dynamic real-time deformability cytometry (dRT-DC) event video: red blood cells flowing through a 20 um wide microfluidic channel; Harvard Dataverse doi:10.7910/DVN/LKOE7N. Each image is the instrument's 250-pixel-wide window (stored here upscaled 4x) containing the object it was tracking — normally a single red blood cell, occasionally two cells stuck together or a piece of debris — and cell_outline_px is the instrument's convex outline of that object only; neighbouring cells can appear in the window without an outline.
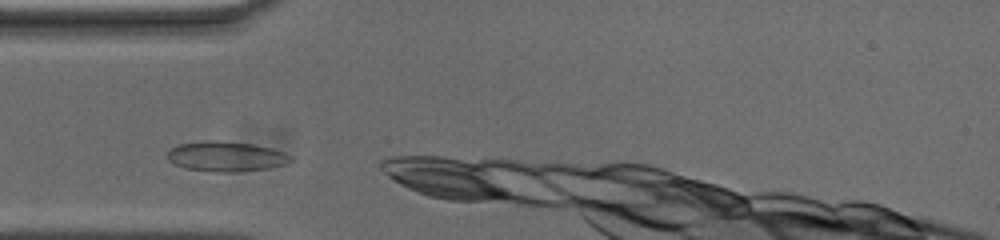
{"species": "common noctule bat (a hibernating species)", "species_latin": "Nyctalus noctula", "temperature_condition": "cold", "stored_images_in_passage": 4, "camera_frame_rate_fps": 3000, "um_per_image_px": 0.085, "animal": {"sex": "male", "body_mass_g": 20.0, "forearm_length_mm": 53.3}, "frame": {"image": 1, "passage_image": 1, "time_ms": 0.0, "image_size_px": [1000, 240], "cell_outline_px": [[292, 160], [284, 164], [268, 168], [240, 172], [216, 172], [184, 168], [168, 160], [168, 148], [180, 144], [200, 140], [216, 140], [252, 144], [284, 152]], "centroid_in_image_um": [19.14, 13.29], "position_along_channel_um": 65.9, "area_um2": 21.5}}